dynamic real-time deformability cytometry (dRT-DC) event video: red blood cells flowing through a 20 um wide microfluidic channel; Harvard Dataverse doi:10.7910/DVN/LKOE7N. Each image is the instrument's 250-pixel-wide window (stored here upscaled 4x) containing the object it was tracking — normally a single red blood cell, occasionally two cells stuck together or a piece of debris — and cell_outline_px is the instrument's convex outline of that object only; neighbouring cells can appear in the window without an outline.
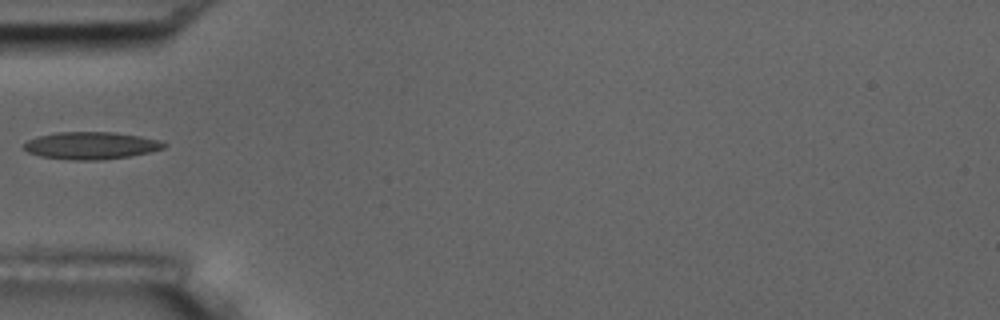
{"species": "common noctule bat (a hibernating species)", "species_latin": "Nyctalus noctula", "temperature_condition": "room temperature", "stored_images_in_passage": 21, "camera_frame_rate_fps": 3000, "um_per_image_px": 0.085, "animal": {"sex": "male", "body_mass_g": 17.5, "forearm_length_mm": 52.3}, "frame": {"image": 1, "passage_image": 1, "time_ms": 0.0, "image_size_px": [1000, 320], "cell_outline_px": [[168, 144], [164, 148], [148, 152], [128, 156], [104, 160], [72, 160], [40, 156], [28, 152], [24, 148], [24, 144], [28, 140], [36, 136], [56, 132], [112, 132], [140, 136], [160, 140]], "centroid_in_image_um": [7.73, 12.37], "position_along_channel_um": 77.3, "area_um2": 22.31}}
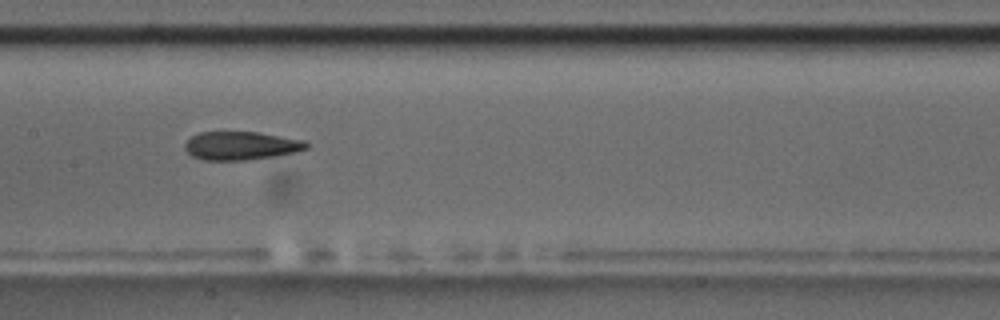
{"frame": {"image": 2, "passage_image": 10, "time_ms": 3.0, "image_size_px": [1000, 320], "cell_outline_px": [[308, 148], [296, 152], [248, 160], [204, 160], [192, 156], [184, 148], [184, 144], [192, 136], [200, 132], [256, 132], [304, 140], [308, 144]], "centroid_in_image_um": [20.47, 12.38], "position_along_channel_um": 186.9, "area_um2": 19.94}}